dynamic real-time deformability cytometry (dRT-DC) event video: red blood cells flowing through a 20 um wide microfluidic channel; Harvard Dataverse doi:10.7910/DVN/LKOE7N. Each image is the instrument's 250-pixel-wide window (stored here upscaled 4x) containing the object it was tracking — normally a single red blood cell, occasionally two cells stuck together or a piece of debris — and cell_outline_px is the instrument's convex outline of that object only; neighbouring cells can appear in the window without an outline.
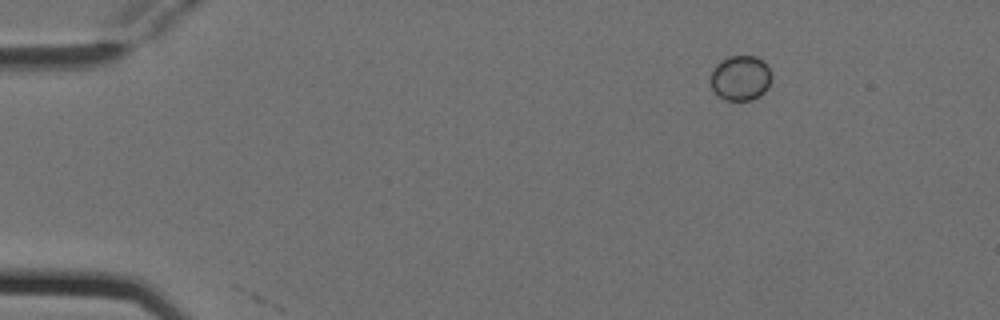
{"species": "Egyptian fruit bat (a non-hibernating species)", "species_latin": "Rousettus aegyptiacus", "temperature_condition": "cold", "stored_images_in_passage": 4, "camera_frame_rate_fps": 3000, "um_per_image_px": 0.085, "animal": {"sex": "female"}, "frame": {"image": 1, "passage_image": 1, "time_ms": 0.0, "image_size_px": [1000, 320], "cell_outline_px": [[772, 80], [768, 88], [760, 96], [752, 100], [724, 100], [712, 88], [712, 72], [716, 64], [720, 60], [728, 56], [756, 56], [764, 60], [772, 76]], "centroid_in_image_um": [62.98, 6.62], "position_along_channel_um": 22.0, "area_um2": 16.07}}
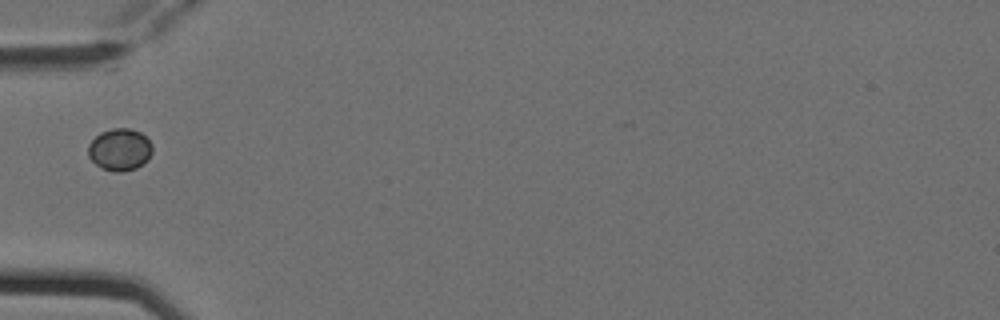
{"frame": {"image": 2, "passage_image": 3, "time_ms": 0.667, "image_size_px": [1000, 320], "cell_outline_px": [[152, 152], [148, 160], [136, 168], [124, 172], [112, 172], [100, 168], [88, 156], [88, 144], [100, 132], [112, 128], [132, 128], [140, 132], [152, 144]], "centroid_in_image_um": [10.17, 12.72], "position_along_channel_um": 74.8, "area_um2": 15.95}}
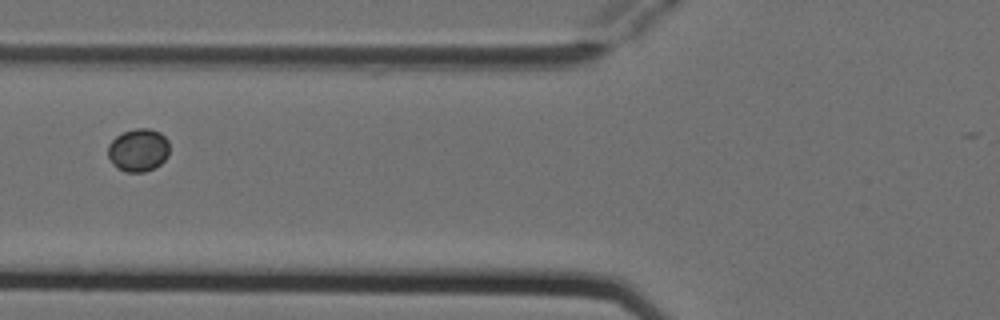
{"frame": {"image": 3, "passage_image": 4, "time_ms": 1.0, "image_size_px": [1000, 320], "cell_outline_px": [[168, 156], [160, 164], [144, 172], [124, 172], [116, 168], [112, 164], [108, 156], [108, 144], [116, 136], [124, 132], [136, 128], [148, 128], [160, 132], [168, 140]], "centroid_in_image_um": [11.74, 12.76], "position_along_channel_um": 114.1, "area_um2": 15.43}}